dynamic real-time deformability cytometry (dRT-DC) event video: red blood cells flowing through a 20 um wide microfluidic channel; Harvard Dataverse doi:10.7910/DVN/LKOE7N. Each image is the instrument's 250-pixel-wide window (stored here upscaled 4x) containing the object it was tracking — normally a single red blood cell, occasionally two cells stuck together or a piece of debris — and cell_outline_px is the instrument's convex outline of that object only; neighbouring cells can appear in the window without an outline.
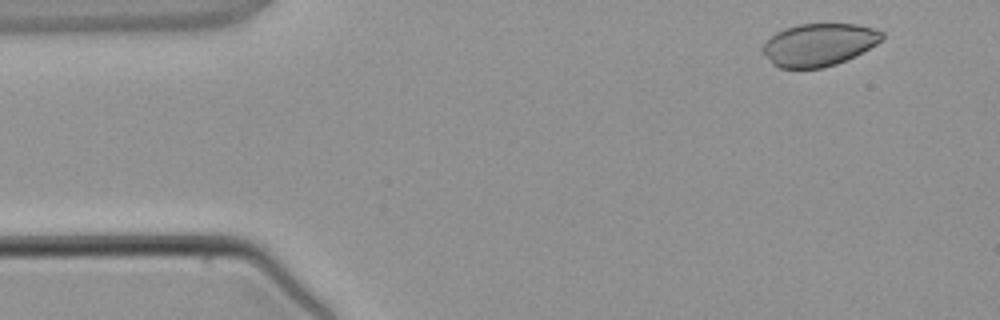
{"species": "common noctule bat (a hibernating species)", "species_latin": "Nyctalus noctula", "temperature_condition": "warm", "stored_images_in_passage": 3, "camera_frame_rate_fps": 3000, "um_per_image_px": 0.085, "animal": {"sex": "male", "body_mass_g": 21.5, "forearm_length_mm": 52.0}, "frame": {"image": 1, "passage_image": 1, "time_ms": 0.0, "image_size_px": [1000, 320], "cell_outline_px": [[884, 36], [876, 44], [836, 64], [820, 68], [780, 68], [772, 64], [760, 48], [776, 32], [800, 24], [856, 24], [872, 28], [884, 32]], "centroid_in_image_um": [69.58, 3.8], "position_along_channel_um": 15.4, "area_um2": 29.07}}
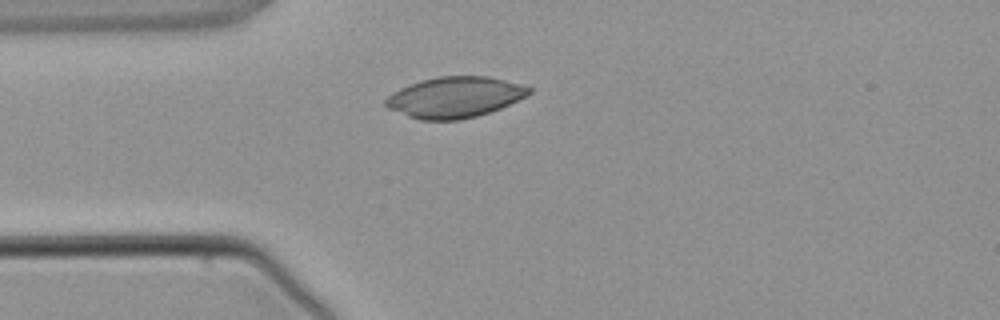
{"frame": {"image": 2, "passage_image": 3, "time_ms": 2.333, "image_size_px": [1000, 320], "cell_outline_px": [[532, 92], [528, 96], [500, 108], [476, 116], [460, 120], [420, 120], [408, 116], [388, 108], [384, 104], [384, 100], [392, 92], [408, 84], [420, 80], [436, 76], [488, 76], [524, 84], [532, 88]], "centroid_in_image_um": [38.67, 8.25], "position_along_channel_um": 46.3, "area_um2": 34.39}}